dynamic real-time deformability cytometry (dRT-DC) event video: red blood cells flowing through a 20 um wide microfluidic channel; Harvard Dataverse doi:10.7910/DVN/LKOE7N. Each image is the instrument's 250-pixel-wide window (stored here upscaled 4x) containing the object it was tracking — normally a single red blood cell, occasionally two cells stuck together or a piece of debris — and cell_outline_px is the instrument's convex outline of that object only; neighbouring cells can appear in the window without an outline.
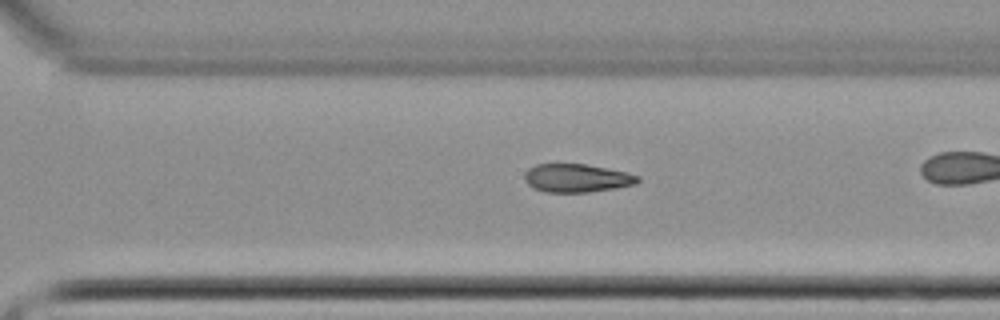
{"species": "common noctule bat (a hibernating species)", "species_latin": "Nyctalus noctula", "temperature_condition": "cold", "stored_images_in_passage": 34, "camera_frame_rate_fps": 3000, "um_per_image_px": 0.085, "animal": {"sex": "female", "body_mass_g": 22.7, "forearm_length_mm": 54.2}, "frame": {"image": 1, "passage_image": 29, "time_ms": 9.333, "image_size_px": [1000, 320], "cell_outline_px": [[640, 180], [636, 184], [616, 188], [588, 192], [544, 192], [532, 188], [524, 180], [524, 172], [528, 168], [536, 164], [556, 160], [588, 164], [624, 172], [640, 176]], "centroid_in_image_um": [48.94, 15.09], "position_along_channel_um": 321.7, "area_um2": 19.54}}